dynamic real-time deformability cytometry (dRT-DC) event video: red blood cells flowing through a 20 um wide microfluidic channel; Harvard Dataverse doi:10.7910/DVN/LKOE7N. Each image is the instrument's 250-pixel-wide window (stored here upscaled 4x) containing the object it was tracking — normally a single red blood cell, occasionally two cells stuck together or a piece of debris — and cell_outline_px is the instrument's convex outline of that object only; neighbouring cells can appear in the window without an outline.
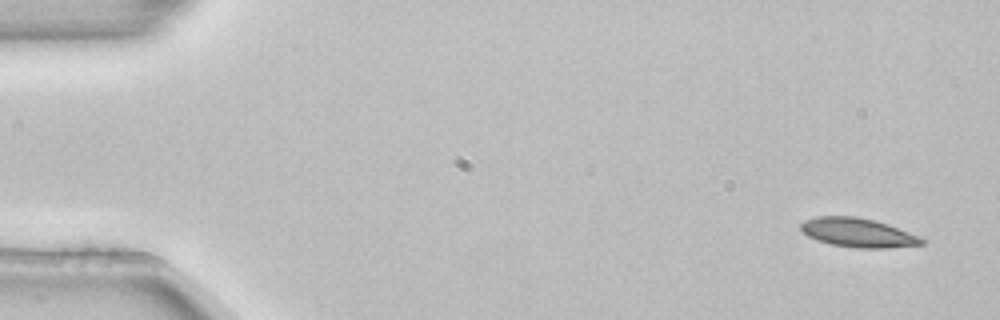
{"species": "common noctule bat (a hibernating species)", "species_latin": "Nyctalus noctula", "temperature_condition": "room temperature", "stored_images_in_passage": 4, "camera_frame_rate_fps": 3000, "um_per_image_px": 0.085, "animal": {"sex": "female", "body_mass_g": 22.7, "forearm_length_mm": 54.2}, "frame": {"image": 1, "passage_image": 1, "time_ms": 0.0, "image_size_px": [1000, 320], "cell_outline_px": [[924, 244], [888, 248], [856, 248], [832, 244], [816, 240], [808, 236], [800, 228], [800, 224], [804, 220], [816, 216], [856, 216], [876, 220], [888, 224], [920, 236], [924, 240]], "centroid_in_image_um": [72.93, 19.77], "position_along_channel_um": 12.1, "area_um2": 20.58}}
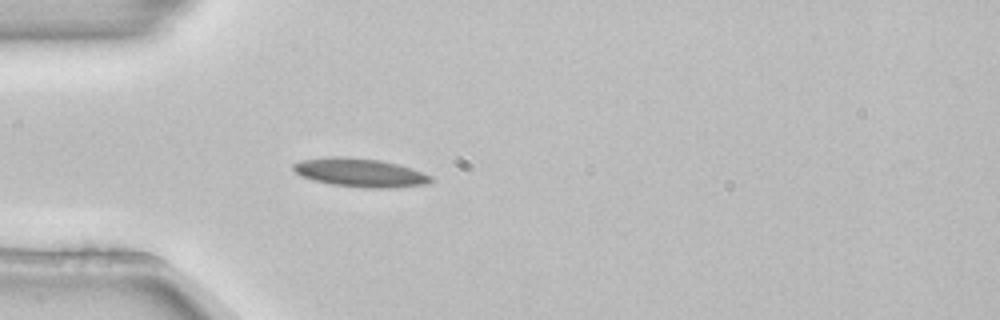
{"frame": {"image": 2, "passage_image": 4, "time_ms": 1.0, "image_size_px": [1000, 320], "cell_outline_px": [[432, 180], [428, 184], [388, 188], [364, 188], [332, 184], [312, 180], [300, 176], [292, 168], [292, 164], [300, 160], [332, 156], [348, 156], [380, 160], [412, 168], [432, 176]], "centroid_in_image_um": [30.58, 14.67], "position_along_channel_um": 54.4, "area_um2": 23.06}}